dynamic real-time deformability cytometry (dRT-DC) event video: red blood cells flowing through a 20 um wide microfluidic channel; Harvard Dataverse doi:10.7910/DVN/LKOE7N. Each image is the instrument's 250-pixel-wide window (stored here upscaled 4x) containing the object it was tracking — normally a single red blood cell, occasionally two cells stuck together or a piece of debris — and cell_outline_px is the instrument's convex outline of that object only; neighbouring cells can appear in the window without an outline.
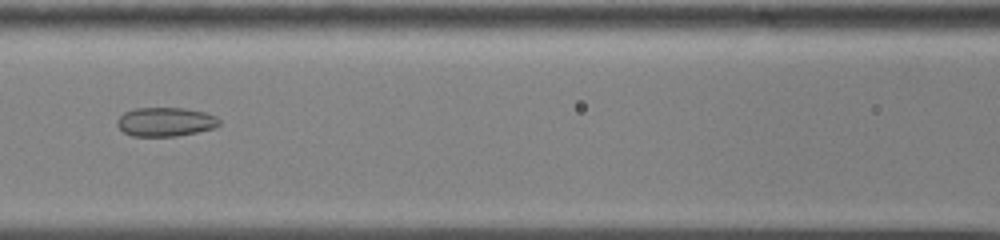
{"species": "common noctule bat (a hibernating species)", "species_latin": "Nyctalus noctula", "temperature_condition": "cold", "stored_images_in_passage": 50, "camera_frame_rate_fps": 3000, "um_per_image_px": 0.085, "animal": {"sex": "male", "body_mass_g": 13.0, "forearm_length_mm": 53.1}, "frame": {"image": 1, "passage_image": 20, "time_ms": 6.333, "image_size_px": [1000, 240], "cell_outline_px": [[220, 124], [216, 128], [176, 136], [132, 136], [124, 132], [116, 124], [116, 120], [124, 112], [136, 108], [184, 108], [204, 112], [216, 116], [220, 120]], "centroid_in_image_um": [14.07, 10.36], "position_along_channel_um": 152.5, "area_um2": 17.28}}
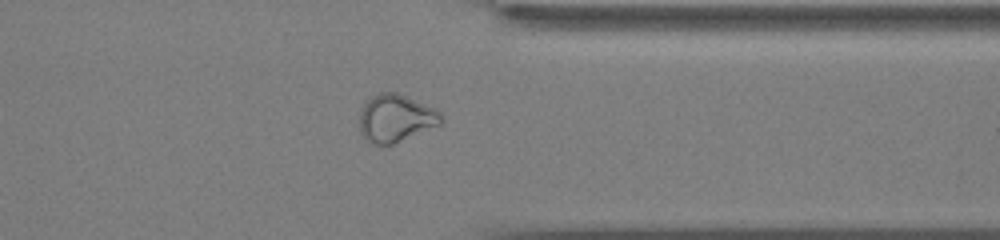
{"frame": {"image": 2, "passage_image": 39, "time_ms": 12.667, "image_size_px": [1000, 240], "cell_outline_px": [[444, 120], [440, 124], [392, 144], [376, 144], [368, 140], [360, 132], [360, 112], [364, 104], [372, 96], [380, 92], [396, 92], [432, 108], [440, 112], [444, 116]], "centroid_in_image_um": [33.63, 10.04], "position_along_channel_um": 377.8, "area_um2": 22.08}}
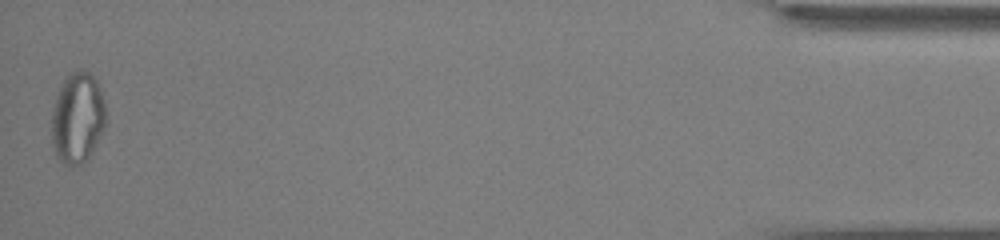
{"frame": {"image": 3, "passage_image": 50, "time_ms": 16.333, "image_size_px": [1000, 240], "cell_outline_px": [[104, 128], [88, 160], [84, 164], [68, 168], [56, 156], [52, 144], [52, 108], [56, 96], [68, 72], [80, 68], [88, 72], [96, 80], [104, 100]], "centroid_in_image_um": [6.57, 10.05], "position_along_channel_um": 428.6, "area_um2": 28.96}, "authors_computed_cell_mechanics": {"area_um2": 22.0796, "velocity_mm_per_s": 3.5969, "shape_relaxation_time_tau1_ms": null, "shape_relaxation_time_tau2_ms": 2.4206, "deformation_change_tau1": null, "deformation_change_tau2": 0.0846}}